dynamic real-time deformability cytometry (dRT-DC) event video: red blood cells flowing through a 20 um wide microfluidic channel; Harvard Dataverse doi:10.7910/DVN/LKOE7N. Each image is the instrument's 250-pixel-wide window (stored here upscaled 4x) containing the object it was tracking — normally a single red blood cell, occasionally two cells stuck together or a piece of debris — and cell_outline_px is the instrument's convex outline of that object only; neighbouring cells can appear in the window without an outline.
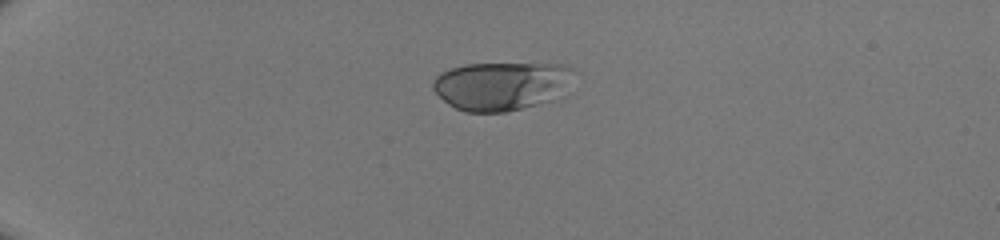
{"species": "human", "species_latin": "Homo sapiens", "temperature_condition": "room temperature", "stored_images_in_passage": 37, "camera_frame_rate_fps": 3000, "um_per_image_px": 0.085, "donor": {"sex": "male"}, "frame": {"image": 1, "passage_image": 1, "time_ms": 0.0, "image_size_px": [1000, 240], "cell_outline_px": [[568, 68], [552, 100], [504, 112], [464, 112], [448, 104], [432, 88], [432, 80], [440, 72], [452, 68], [468, 64], [560, 64]], "centroid_in_image_um": [42.36, 7.31], "position_along_channel_um": 42.6, "area_um2": 37.97}}
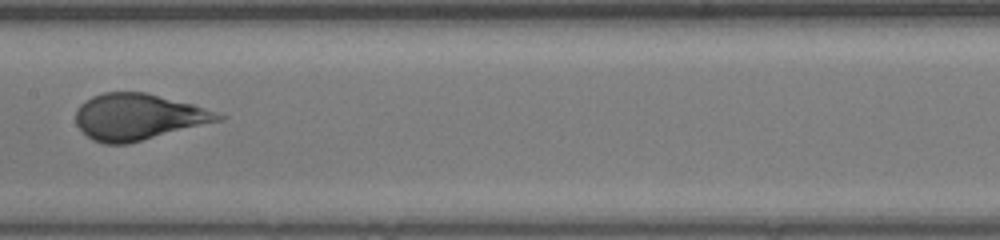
{"frame": {"image": 2, "passage_image": 16, "time_ms": 5.0, "image_size_px": [1000, 240], "cell_outline_px": [[228, 116], [224, 120], [128, 144], [104, 144], [92, 140], [76, 124], [76, 108], [80, 104], [92, 96], [104, 92], [148, 92], [192, 104]], "centroid_in_image_um": [11.76, 9.93], "position_along_channel_um": 195.6, "area_um2": 38.61}}
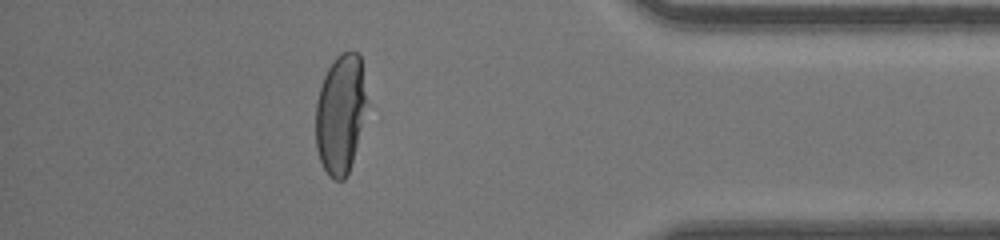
{"frame": {"image": 3, "passage_image": 32, "time_ms": 10.333, "image_size_px": [1000, 240], "cell_outline_px": [[364, 104], [356, 144], [352, 160], [348, 172], [344, 180], [336, 180], [328, 176], [320, 160], [316, 148], [316, 100], [324, 76], [328, 68], [336, 56], [344, 52], [360, 52], [364, 92]], "centroid_in_image_um": [28.87, 9.68], "position_along_channel_um": 406.3, "area_um2": 34.33}}